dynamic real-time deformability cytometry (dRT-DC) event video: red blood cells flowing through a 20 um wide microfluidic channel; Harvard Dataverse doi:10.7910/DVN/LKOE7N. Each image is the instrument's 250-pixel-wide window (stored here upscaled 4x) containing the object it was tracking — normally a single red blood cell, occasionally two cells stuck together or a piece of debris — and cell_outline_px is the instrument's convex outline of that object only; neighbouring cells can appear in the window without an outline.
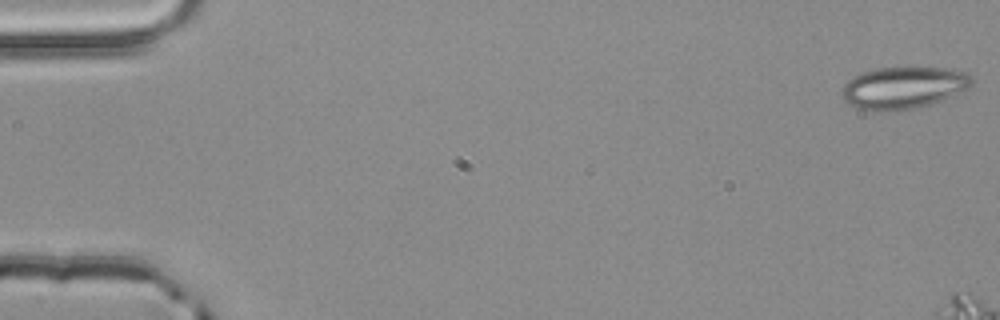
{"species": "common noctule bat (a hibernating species)", "species_latin": "Nyctalus noctula", "temperature_condition": "room temperature", "stored_images_in_passage": 5, "camera_frame_rate_fps": 3000, "um_per_image_px": 0.085, "animal": {"sex": "male", "body_mass_g": 20.4}, "frame": {"image": 1, "passage_image": 1, "time_ms": 0.0, "image_size_px": [1000, 320], "cell_outline_px": [[972, 84], [968, 88], [940, 100], [928, 104], [912, 108], [860, 108], [848, 104], [844, 100], [840, 92], [844, 84], [852, 76], [876, 68], [908, 64], [912, 64], [944, 68], [968, 72], [972, 76]], "centroid_in_image_um": [76.81, 7.34], "position_along_channel_um": 8.2, "area_um2": 31.79}}